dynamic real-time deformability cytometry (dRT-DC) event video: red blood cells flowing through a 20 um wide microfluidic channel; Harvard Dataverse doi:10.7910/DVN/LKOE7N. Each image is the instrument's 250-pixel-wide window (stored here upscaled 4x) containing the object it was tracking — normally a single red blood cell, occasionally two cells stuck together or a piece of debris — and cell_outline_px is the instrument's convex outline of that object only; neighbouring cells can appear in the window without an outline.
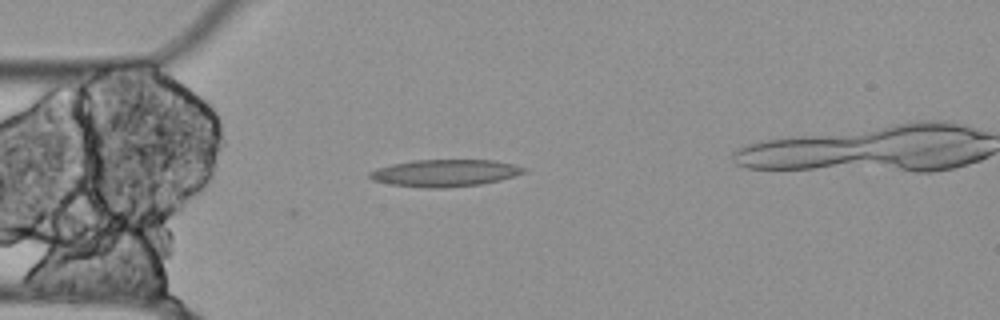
{"species": "Egyptian fruit bat (a non-hibernating species)", "species_latin": "Rousettus aegyptiacus", "temperature_condition": "cold", "stored_images_in_passage": 2, "camera_frame_rate_fps": 3000, "um_per_image_px": 0.085, "animal": {"sex": "female"}, "frame": {"image": 1, "passage_image": 2, "time_ms": 0.333, "image_size_px": [1000, 320], "cell_outline_px": [[528, 172], [500, 180], [480, 184], [440, 188], [428, 188], [392, 184], [372, 180], [368, 176], [368, 172], [376, 168], [392, 164], [412, 160], [492, 160], [512, 164], [528, 168]], "centroid_in_image_um": [37.83, 14.7], "position_along_channel_um": 47.2, "area_um2": 24.28}}